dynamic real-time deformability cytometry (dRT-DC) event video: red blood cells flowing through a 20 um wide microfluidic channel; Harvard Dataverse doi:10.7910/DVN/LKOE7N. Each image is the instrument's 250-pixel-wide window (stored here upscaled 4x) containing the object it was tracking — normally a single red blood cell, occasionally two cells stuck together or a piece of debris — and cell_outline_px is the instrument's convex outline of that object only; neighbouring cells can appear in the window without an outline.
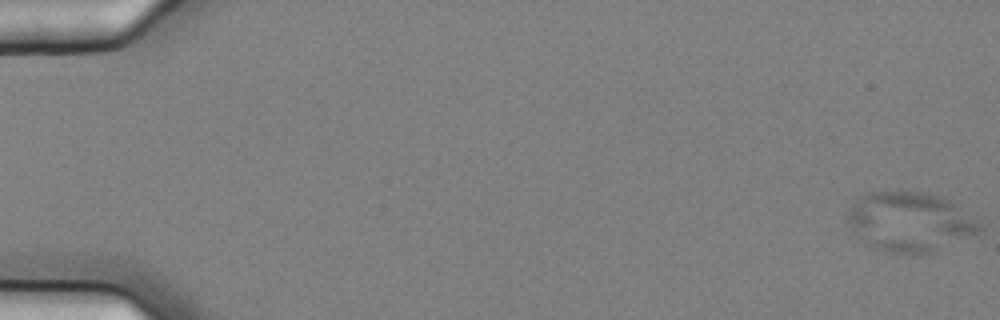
{"species": "common noctule bat (a hibernating species)", "species_latin": "Nyctalus noctula", "temperature_condition": "cold", "stored_images_in_passage": 17, "camera_frame_rate_fps": 3000, "um_per_image_px": 0.085, "animal": {"sex": "female", "body_mass_g": 25.1}, "frame": {"image": 1, "passage_image": 1, "time_ms": 0.0, "image_size_px": [1000, 320], "cell_outline_px": [[984, 228], [976, 232], [928, 252], [884, 252], [872, 248], [856, 240], [844, 216], [860, 196], [868, 192], [896, 188], [928, 192], [952, 200], [980, 224]], "centroid_in_image_um": [77.2, 18.78], "position_along_channel_um": 7.8, "area_um2": 46.18}}